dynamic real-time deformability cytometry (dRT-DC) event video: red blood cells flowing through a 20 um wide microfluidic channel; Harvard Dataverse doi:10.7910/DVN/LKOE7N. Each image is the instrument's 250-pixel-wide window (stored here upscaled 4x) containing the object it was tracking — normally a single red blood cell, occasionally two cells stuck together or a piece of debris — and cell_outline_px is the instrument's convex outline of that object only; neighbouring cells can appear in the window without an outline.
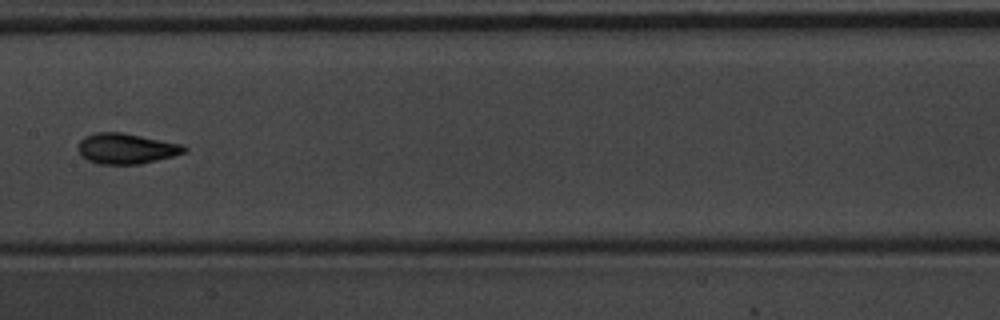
{"species": "common noctule bat (a hibernating species)", "species_latin": "Nyctalus noctula", "temperature_condition": "warm", "stored_images_in_passage": 14, "camera_frame_rate_fps": 3000, "um_per_image_px": 0.085, "animal": {"sex": "male", "body_mass_g": 20.1, "forearm_length_mm": 53.5}, "frame": {"image": 1, "passage_image": 7, "time_ms": 2.0, "image_size_px": [1000, 320], "cell_outline_px": [[188, 148], [184, 152], [172, 156], [140, 164], [96, 164], [80, 156], [76, 148], [80, 140], [84, 136], [96, 132], [120, 132], [184, 144]], "centroid_in_image_um": [10.68, 12.63], "position_along_channel_um": 196.7, "area_um2": 19.02}}
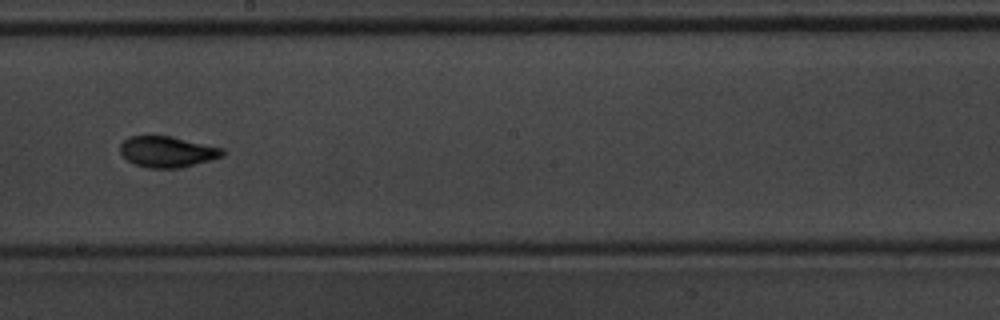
{"frame": {"image": 2, "passage_image": 8, "time_ms": 2.333, "image_size_px": [1000, 320], "cell_outline_px": [[224, 156], [212, 160], [180, 168], [148, 168], [136, 164], [128, 160], [120, 152], [120, 144], [128, 136], [168, 136], [224, 148]], "centroid_in_image_um": [14.23, 12.9], "position_along_channel_um": 234.0, "area_um2": 18.38}}